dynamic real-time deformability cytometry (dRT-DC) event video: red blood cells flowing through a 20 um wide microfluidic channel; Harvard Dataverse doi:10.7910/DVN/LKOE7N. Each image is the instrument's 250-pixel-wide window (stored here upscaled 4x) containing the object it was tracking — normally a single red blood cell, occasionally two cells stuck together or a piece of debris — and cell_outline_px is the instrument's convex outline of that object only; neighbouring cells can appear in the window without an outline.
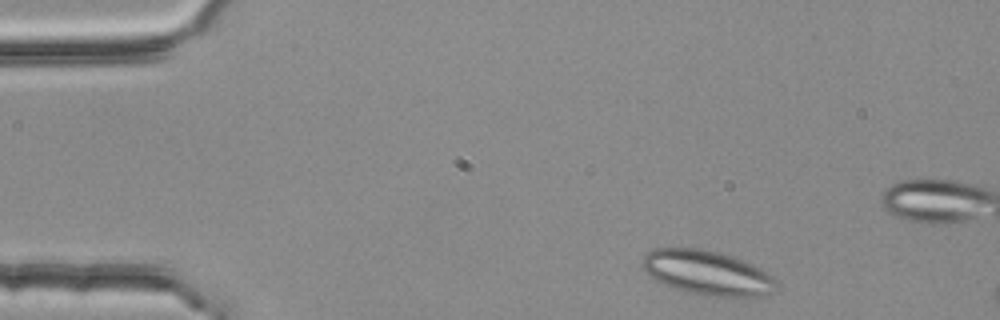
{"species": "common noctule bat (a hibernating species)", "species_latin": "Nyctalus noctula", "temperature_condition": "room temperature", "stored_images_in_passage": 4, "camera_frame_rate_fps": 3000, "um_per_image_px": 0.085, "animal": {"sex": "female", "body_mass_g": 25.1}, "frame": {"image": 1, "passage_image": 1, "time_ms": 0.0, "image_size_px": [1000, 320], "cell_outline_px": [[776, 284], [772, 292], [748, 300], [704, 296], [688, 292], [664, 284], [656, 280], [640, 264], [644, 252], [656, 248], [700, 248], [720, 252], [736, 256], [760, 268], [772, 276], [776, 280]], "centroid_in_image_um": [60.16, 23.21], "position_along_channel_um": 24.8, "area_um2": 35.55}}